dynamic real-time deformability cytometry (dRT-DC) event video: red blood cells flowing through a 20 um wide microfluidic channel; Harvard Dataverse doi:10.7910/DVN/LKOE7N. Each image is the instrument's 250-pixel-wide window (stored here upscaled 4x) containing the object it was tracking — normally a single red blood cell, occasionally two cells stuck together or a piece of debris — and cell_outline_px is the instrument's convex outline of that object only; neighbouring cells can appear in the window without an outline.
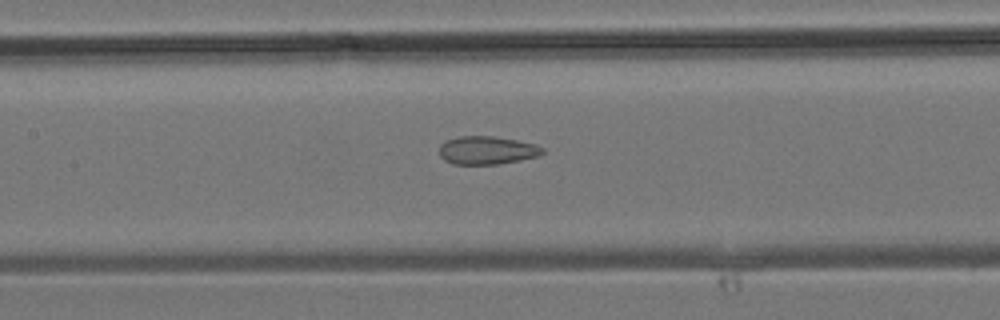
{"species": "common noctule bat (a hibernating species)", "species_latin": "Nyctalus noctula", "temperature_condition": "room temperature", "stored_images_in_passage": 30, "camera_frame_rate_fps": 3000, "um_per_image_px": 0.085, "animal": {"sex": "male", "body_mass_g": 19.2, "forearm_length_mm": 51.8}, "frame": {"image": 1, "passage_image": 17, "time_ms": 5.333, "image_size_px": [1000, 320], "cell_outline_px": [[544, 152], [536, 156], [520, 160], [496, 164], [452, 164], [444, 160], [440, 156], [440, 144], [444, 140], [456, 136], [492, 136], [516, 140], [536, 144], [544, 148]], "centroid_in_image_um": [41.35, 12.76], "position_along_channel_um": 166.1, "area_um2": 16.99}}
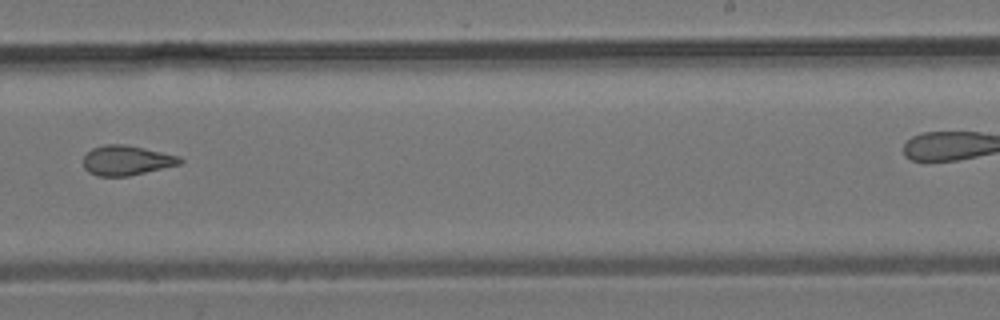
{"frame": {"image": 2, "passage_image": 23, "time_ms": 7.333, "image_size_px": [1000, 320], "cell_outline_px": [[184, 160], [180, 164], [128, 176], [96, 176], [88, 172], [84, 168], [84, 156], [92, 148], [104, 144], [124, 144], [144, 148], [180, 156]], "centroid_in_image_um": [10.74, 13.63], "position_along_channel_um": 278.3, "area_um2": 16.76}}
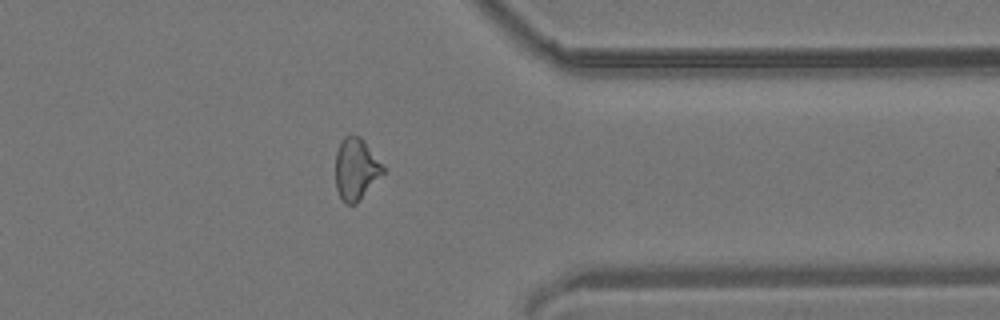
{"frame": {"image": 3, "passage_image": 29, "time_ms": 9.333, "image_size_px": [1000, 320], "cell_outline_px": [[384, 172], [356, 204], [348, 204], [340, 196], [336, 188], [336, 152], [344, 136], [360, 136], [384, 168]], "centroid_in_image_um": [30.24, 14.38], "position_along_channel_um": 381.2, "area_um2": 16.53}}